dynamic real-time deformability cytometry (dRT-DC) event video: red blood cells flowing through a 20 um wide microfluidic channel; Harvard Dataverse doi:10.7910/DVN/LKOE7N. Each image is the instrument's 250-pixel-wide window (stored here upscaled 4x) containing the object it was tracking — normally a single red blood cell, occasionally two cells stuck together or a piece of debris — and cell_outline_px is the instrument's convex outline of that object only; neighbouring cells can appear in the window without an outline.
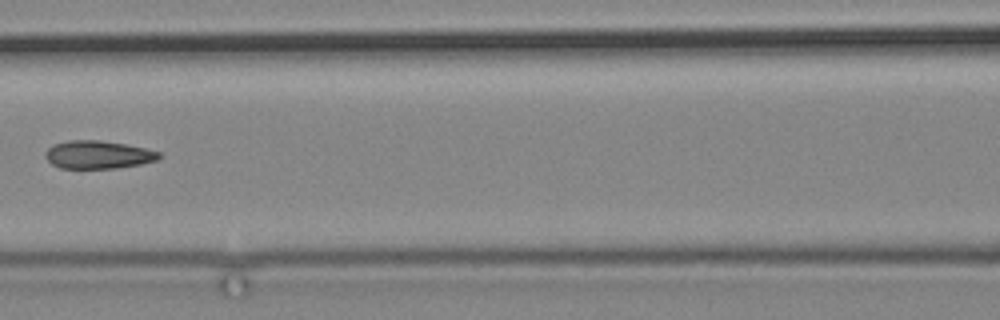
{"species": "common noctule bat (a hibernating species)", "species_latin": "Nyctalus noctula", "temperature_condition": "cold", "stored_images_in_passage": 16, "camera_frame_rate_fps": 3000, "um_per_image_px": 0.085, "animal": {"sex": "male", "body_mass_g": 19.2, "forearm_length_mm": 51.8}, "frame": {"image": 1, "passage_image": 8, "time_ms": 10.333, "image_size_px": [1000, 320], "cell_outline_px": [[160, 156], [156, 160], [140, 164], [116, 168], [60, 168], [52, 164], [44, 156], [44, 152], [52, 144], [68, 140], [100, 140], [124, 144], [144, 148], [160, 152]], "centroid_in_image_um": [8.28, 13.14], "position_along_channel_um": 158.3, "area_um2": 18.5}}
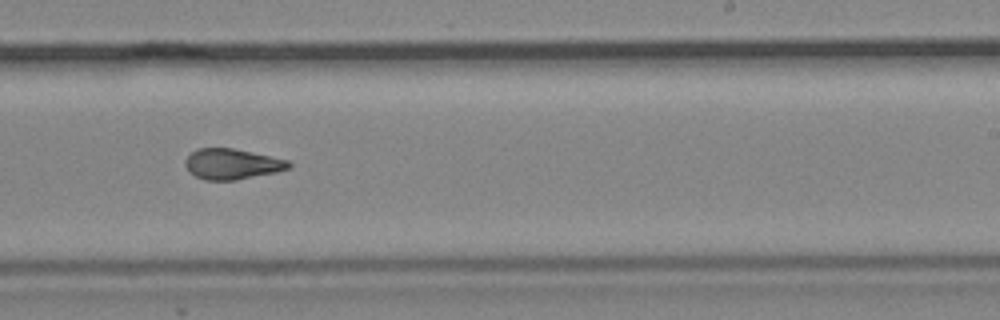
{"frame": {"image": 2, "passage_image": 11, "time_ms": 13.667, "image_size_px": [1000, 320], "cell_outline_px": [[292, 164], [288, 168], [276, 172], [236, 180], [204, 180], [188, 172], [184, 164], [184, 160], [196, 148], [232, 148], [288, 160]], "centroid_in_image_um": [19.67, 13.94], "position_along_channel_um": 269.3, "area_um2": 18.38}}
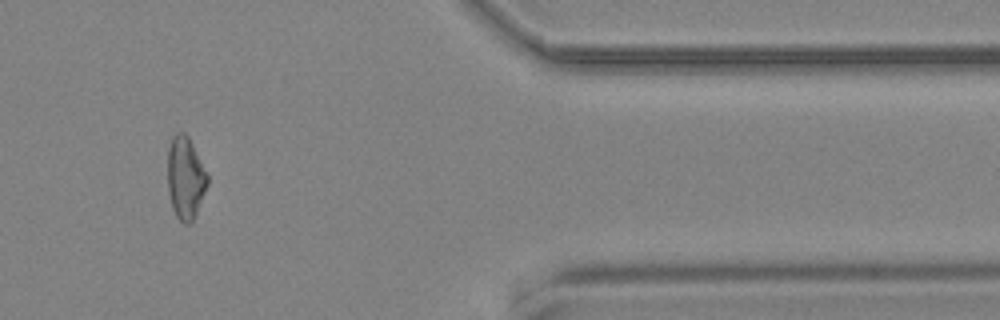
{"frame": {"image": 3, "passage_image": 15, "time_ms": 18.333, "image_size_px": [1000, 320], "cell_outline_px": [[208, 184], [196, 212], [192, 220], [188, 224], [184, 224], [176, 216], [172, 208], [168, 192], [168, 148], [172, 136], [176, 132], [184, 132], [188, 136], [208, 176]], "centroid_in_image_um": [15.74, 15.1], "position_along_channel_um": 395.7, "area_um2": 18.9}}